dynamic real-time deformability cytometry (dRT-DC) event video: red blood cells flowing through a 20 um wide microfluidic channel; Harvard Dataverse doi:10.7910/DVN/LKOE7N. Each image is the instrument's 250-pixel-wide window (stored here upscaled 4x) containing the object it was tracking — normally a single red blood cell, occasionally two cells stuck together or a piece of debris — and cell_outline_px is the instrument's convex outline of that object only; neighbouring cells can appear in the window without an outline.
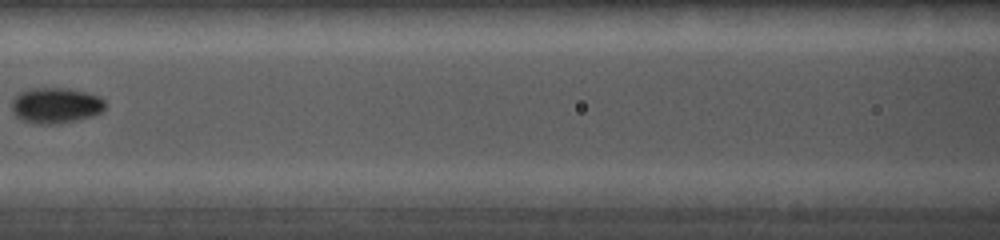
{"species": "common noctule bat (a hibernating species)", "species_latin": "Nyctalus noctula", "temperature_condition": "cold", "stored_images_in_passage": 3, "camera_frame_rate_fps": 5000, "um_per_image_px": 0.085, "animal": {"sex": "female", "body_mass_g": 19.0, "forearm_length_mm": 56.7}, "frame": {"image": 1, "passage_image": 3, "time_ms": 2.4, "image_size_px": [1000, 240], "cell_outline_px": [[104, 108], [100, 112], [92, 116], [60, 124], [36, 124], [20, 120], [12, 112], [12, 100], [20, 92], [28, 88], [68, 88], [88, 92], [100, 96], [104, 100]], "centroid_in_image_um": [4.72, 8.96], "position_along_channel_um": 161.9, "area_um2": 19.65}}